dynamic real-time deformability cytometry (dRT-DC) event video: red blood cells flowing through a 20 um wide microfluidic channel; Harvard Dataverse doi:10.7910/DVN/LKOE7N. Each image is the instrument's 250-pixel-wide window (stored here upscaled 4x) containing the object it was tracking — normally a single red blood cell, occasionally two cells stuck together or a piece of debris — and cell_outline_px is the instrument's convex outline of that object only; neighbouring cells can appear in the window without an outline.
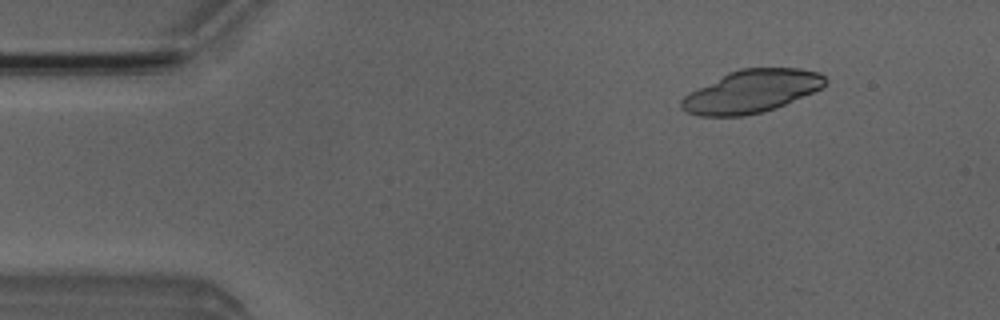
{"species": "Egyptian fruit bat (a non-hibernating species)", "species_latin": "Rousettus aegyptiacus", "temperature_condition": "room temperature", "stored_images_in_passage": 4, "camera_frame_rate_fps": 3000, "um_per_image_px": 0.085, "animal": {"sex": "male"}, "frame": {"image": 1, "passage_image": 2, "time_ms": 1.0, "image_size_px": [1000, 320], "cell_outline_px": [[828, 80], [820, 88], [812, 92], [784, 104], [760, 112], [744, 116], [700, 116], [688, 112], [680, 108], [680, 100], [684, 96], [728, 72], [740, 68], [800, 68], [820, 72]], "centroid_in_image_um": [63.87, 7.75], "position_along_channel_um": 21.1, "area_um2": 35.32}}